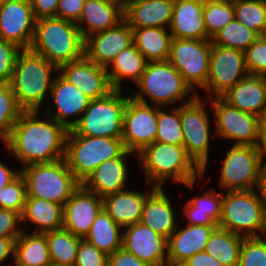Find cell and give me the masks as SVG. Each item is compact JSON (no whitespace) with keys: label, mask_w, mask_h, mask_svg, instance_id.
<instances>
[{"label":"cell","mask_w":266,"mask_h":266,"mask_svg":"<svg viewBox=\"0 0 266 266\" xmlns=\"http://www.w3.org/2000/svg\"><path fill=\"white\" fill-rule=\"evenodd\" d=\"M173 266H185L183 263H180V264H175Z\"/></svg>","instance_id":"6125c7cd"},{"label":"cell","mask_w":266,"mask_h":266,"mask_svg":"<svg viewBox=\"0 0 266 266\" xmlns=\"http://www.w3.org/2000/svg\"><path fill=\"white\" fill-rule=\"evenodd\" d=\"M174 0H128L124 20L131 28H167L171 24Z\"/></svg>","instance_id":"83f0119b"},{"label":"cell","mask_w":266,"mask_h":266,"mask_svg":"<svg viewBox=\"0 0 266 266\" xmlns=\"http://www.w3.org/2000/svg\"><path fill=\"white\" fill-rule=\"evenodd\" d=\"M11 266H53L46 235L22 231L14 243V259Z\"/></svg>","instance_id":"d6a6232c"},{"label":"cell","mask_w":266,"mask_h":266,"mask_svg":"<svg viewBox=\"0 0 266 266\" xmlns=\"http://www.w3.org/2000/svg\"><path fill=\"white\" fill-rule=\"evenodd\" d=\"M205 192V193H204ZM201 195L192 196L182 204V216L187 225H218L221 217L223 192L207 188Z\"/></svg>","instance_id":"4dcf8cb0"},{"label":"cell","mask_w":266,"mask_h":266,"mask_svg":"<svg viewBox=\"0 0 266 266\" xmlns=\"http://www.w3.org/2000/svg\"><path fill=\"white\" fill-rule=\"evenodd\" d=\"M264 120H266V111L264 113V116L262 117Z\"/></svg>","instance_id":"be15d7a7"},{"label":"cell","mask_w":266,"mask_h":266,"mask_svg":"<svg viewBox=\"0 0 266 266\" xmlns=\"http://www.w3.org/2000/svg\"><path fill=\"white\" fill-rule=\"evenodd\" d=\"M67 132L62 124L44 112L41 115L39 110L22 111L3 149L22 164L18 165L21 168L55 162L64 158Z\"/></svg>","instance_id":"6da1fadb"},{"label":"cell","mask_w":266,"mask_h":266,"mask_svg":"<svg viewBox=\"0 0 266 266\" xmlns=\"http://www.w3.org/2000/svg\"><path fill=\"white\" fill-rule=\"evenodd\" d=\"M36 19L30 0H4L0 4V38L29 49Z\"/></svg>","instance_id":"2e32d148"},{"label":"cell","mask_w":266,"mask_h":266,"mask_svg":"<svg viewBox=\"0 0 266 266\" xmlns=\"http://www.w3.org/2000/svg\"><path fill=\"white\" fill-rule=\"evenodd\" d=\"M36 20L56 17L59 0H30Z\"/></svg>","instance_id":"816d5d0a"},{"label":"cell","mask_w":266,"mask_h":266,"mask_svg":"<svg viewBox=\"0 0 266 266\" xmlns=\"http://www.w3.org/2000/svg\"><path fill=\"white\" fill-rule=\"evenodd\" d=\"M50 99L54 103L46 108L44 114L49 115L67 130H71L88 107L91 99L74 84L66 81L59 73L55 75L50 90Z\"/></svg>","instance_id":"e0dca14e"},{"label":"cell","mask_w":266,"mask_h":266,"mask_svg":"<svg viewBox=\"0 0 266 266\" xmlns=\"http://www.w3.org/2000/svg\"><path fill=\"white\" fill-rule=\"evenodd\" d=\"M202 96L196 95L190 101L181 104L180 118L184 134L183 146L188 156L202 170V176H205L207 167L210 165L211 138L216 137V135L214 128L213 130L210 128L214 126L211 125V119L214 120L213 112L207 111L208 100L205 97L203 99ZM208 112L212 117L209 116Z\"/></svg>","instance_id":"9c48e42d"},{"label":"cell","mask_w":266,"mask_h":266,"mask_svg":"<svg viewBox=\"0 0 266 266\" xmlns=\"http://www.w3.org/2000/svg\"><path fill=\"white\" fill-rule=\"evenodd\" d=\"M140 170L145 182L155 187H166L173 181L191 190L197 181H204L202 170L188 156L183 145L153 142L137 154ZM140 163V164H139Z\"/></svg>","instance_id":"7a4b0ae2"},{"label":"cell","mask_w":266,"mask_h":266,"mask_svg":"<svg viewBox=\"0 0 266 266\" xmlns=\"http://www.w3.org/2000/svg\"><path fill=\"white\" fill-rule=\"evenodd\" d=\"M224 155L219 175L220 190H255L262 159L257 146L232 145Z\"/></svg>","instance_id":"4fadbf2b"},{"label":"cell","mask_w":266,"mask_h":266,"mask_svg":"<svg viewBox=\"0 0 266 266\" xmlns=\"http://www.w3.org/2000/svg\"><path fill=\"white\" fill-rule=\"evenodd\" d=\"M125 150L121 138L81 136L68 130L64 160L82 184L100 164L119 157Z\"/></svg>","instance_id":"52a82bcc"},{"label":"cell","mask_w":266,"mask_h":266,"mask_svg":"<svg viewBox=\"0 0 266 266\" xmlns=\"http://www.w3.org/2000/svg\"><path fill=\"white\" fill-rule=\"evenodd\" d=\"M133 43L148 62L168 60L171 33L167 28H132Z\"/></svg>","instance_id":"836d02e7"},{"label":"cell","mask_w":266,"mask_h":266,"mask_svg":"<svg viewBox=\"0 0 266 266\" xmlns=\"http://www.w3.org/2000/svg\"><path fill=\"white\" fill-rule=\"evenodd\" d=\"M244 238L217 226L204 251L215 257L223 266H238L239 252Z\"/></svg>","instance_id":"d590c367"},{"label":"cell","mask_w":266,"mask_h":266,"mask_svg":"<svg viewBox=\"0 0 266 266\" xmlns=\"http://www.w3.org/2000/svg\"><path fill=\"white\" fill-rule=\"evenodd\" d=\"M266 157H262L259 167L258 182L256 192L266 202Z\"/></svg>","instance_id":"9f6ffc18"},{"label":"cell","mask_w":266,"mask_h":266,"mask_svg":"<svg viewBox=\"0 0 266 266\" xmlns=\"http://www.w3.org/2000/svg\"><path fill=\"white\" fill-rule=\"evenodd\" d=\"M26 182L27 197L44 199L64 206L81 183L63 159L20 168Z\"/></svg>","instance_id":"ba28073f"},{"label":"cell","mask_w":266,"mask_h":266,"mask_svg":"<svg viewBox=\"0 0 266 266\" xmlns=\"http://www.w3.org/2000/svg\"><path fill=\"white\" fill-rule=\"evenodd\" d=\"M135 85L134 100L158 107L179 106L197 95L168 60L148 62Z\"/></svg>","instance_id":"277c9868"},{"label":"cell","mask_w":266,"mask_h":266,"mask_svg":"<svg viewBox=\"0 0 266 266\" xmlns=\"http://www.w3.org/2000/svg\"><path fill=\"white\" fill-rule=\"evenodd\" d=\"M247 75L244 51L212 45L204 96L221 97Z\"/></svg>","instance_id":"5bb4252c"},{"label":"cell","mask_w":266,"mask_h":266,"mask_svg":"<svg viewBox=\"0 0 266 266\" xmlns=\"http://www.w3.org/2000/svg\"><path fill=\"white\" fill-rule=\"evenodd\" d=\"M124 20V10L114 4L100 0H86L82 15L76 23L83 39L111 29Z\"/></svg>","instance_id":"f1b7e54d"},{"label":"cell","mask_w":266,"mask_h":266,"mask_svg":"<svg viewBox=\"0 0 266 266\" xmlns=\"http://www.w3.org/2000/svg\"><path fill=\"white\" fill-rule=\"evenodd\" d=\"M221 98L232 107L262 118L266 111L265 76L248 74Z\"/></svg>","instance_id":"4316f807"},{"label":"cell","mask_w":266,"mask_h":266,"mask_svg":"<svg viewBox=\"0 0 266 266\" xmlns=\"http://www.w3.org/2000/svg\"><path fill=\"white\" fill-rule=\"evenodd\" d=\"M102 209L103 198L80 185L63 206V229L84 239Z\"/></svg>","instance_id":"ffe728a7"},{"label":"cell","mask_w":266,"mask_h":266,"mask_svg":"<svg viewBox=\"0 0 266 266\" xmlns=\"http://www.w3.org/2000/svg\"><path fill=\"white\" fill-rule=\"evenodd\" d=\"M234 17L258 35L266 25V0H233Z\"/></svg>","instance_id":"b9f144b4"},{"label":"cell","mask_w":266,"mask_h":266,"mask_svg":"<svg viewBox=\"0 0 266 266\" xmlns=\"http://www.w3.org/2000/svg\"><path fill=\"white\" fill-rule=\"evenodd\" d=\"M114 89L107 96L91 100L70 130L75 135L122 138L123 113L130 95Z\"/></svg>","instance_id":"30bf717a"},{"label":"cell","mask_w":266,"mask_h":266,"mask_svg":"<svg viewBox=\"0 0 266 266\" xmlns=\"http://www.w3.org/2000/svg\"><path fill=\"white\" fill-rule=\"evenodd\" d=\"M257 148L260 151L262 157H266V120L260 119L259 123V139Z\"/></svg>","instance_id":"6f0895ef"},{"label":"cell","mask_w":266,"mask_h":266,"mask_svg":"<svg viewBox=\"0 0 266 266\" xmlns=\"http://www.w3.org/2000/svg\"><path fill=\"white\" fill-rule=\"evenodd\" d=\"M108 266H150L123 248L108 257Z\"/></svg>","instance_id":"f907efd6"},{"label":"cell","mask_w":266,"mask_h":266,"mask_svg":"<svg viewBox=\"0 0 266 266\" xmlns=\"http://www.w3.org/2000/svg\"><path fill=\"white\" fill-rule=\"evenodd\" d=\"M21 174L20 169H12L9 166L5 165L3 161L0 160V189L13 180H15Z\"/></svg>","instance_id":"11a10c76"},{"label":"cell","mask_w":266,"mask_h":266,"mask_svg":"<svg viewBox=\"0 0 266 266\" xmlns=\"http://www.w3.org/2000/svg\"><path fill=\"white\" fill-rule=\"evenodd\" d=\"M108 257L106 253L81 239L74 266H108Z\"/></svg>","instance_id":"7dc6e473"},{"label":"cell","mask_w":266,"mask_h":266,"mask_svg":"<svg viewBox=\"0 0 266 266\" xmlns=\"http://www.w3.org/2000/svg\"><path fill=\"white\" fill-rule=\"evenodd\" d=\"M122 248L150 266H168L167 239L142 223L123 228Z\"/></svg>","instance_id":"ac0fdd59"},{"label":"cell","mask_w":266,"mask_h":266,"mask_svg":"<svg viewBox=\"0 0 266 266\" xmlns=\"http://www.w3.org/2000/svg\"><path fill=\"white\" fill-rule=\"evenodd\" d=\"M183 264L185 266H223L215 257L206 251L196 253Z\"/></svg>","instance_id":"f5cc1de1"},{"label":"cell","mask_w":266,"mask_h":266,"mask_svg":"<svg viewBox=\"0 0 266 266\" xmlns=\"http://www.w3.org/2000/svg\"><path fill=\"white\" fill-rule=\"evenodd\" d=\"M85 40L76 23L58 17L36 20L30 50L59 67L84 56Z\"/></svg>","instance_id":"5b68a950"},{"label":"cell","mask_w":266,"mask_h":266,"mask_svg":"<svg viewBox=\"0 0 266 266\" xmlns=\"http://www.w3.org/2000/svg\"><path fill=\"white\" fill-rule=\"evenodd\" d=\"M204 0H174L169 31L172 38L211 40L204 26Z\"/></svg>","instance_id":"484cf974"},{"label":"cell","mask_w":266,"mask_h":266,"mask_svg":"<svg viewBox=\"0 0 266 266\" xmlns=\"http://www.w3.org/2000/svg\"><path fill=\"white\" fill-rule=\"evenodd\" d=\"M203 15L204 26L211 39L235 18L233 0H204Z\"/></svg>","instance_id":"ab89813d"},{"label":"cell","mask_w":266,"mask_h":266,"mask_svg":"<svg viewBox=\"0 0 266 266\" xmlns=\"http://www.w3.org/2000/svg\"><path fill=\"white\" fill-rule=\"evenodd\" d=\"M211 49V40L172 38L170 43L168 61L198 96L197 89L202 90L207 82Z\"/></svg>","instance_id":"7c38bea8"},{"label":"cell","mask_w":266,"mask_h":266,"mask_svg":"<svg viewBox=\"0 0 266 266\" xmlns=\"http://www.w3.org/2000/svg\"><path fill=\"white\" fill-rule=\"evenodd\" d=\"M26 197V182L20 174L10 184L0 189V209L12 210L22 215Z\"/></svg>","instance_id":"7bdbcfd3"},{"label":"cell","mask_w":266,"mask_h":266,"mask_svg":"<svg viewBox=\"0 0 266 266\" xmlns=\"http://www.w3.org/2000/svg\"><path fill=\"white\" fill-rule=\"evenodd\" d=\"M165 189V190H164ZM164 187H156L146 198L140 223L166 239L176 230L180 220ZM176 215V216H175Z\"/></svg>","instance_id":"d4e9b609"},{"label":"cell","mask_w":266,"mask_h":266,"mask_svg":"<svg viewBox=\"0 0 266 266\" xmlns=\"http://www.w3.org/2000/svg\"><path fill=\"white\" fill-rule=\"evenodd\" d=\"M133 43V29L123 20L117 26L85 39L84 55L97 65L108 67L115 57Z\"/></svg>","instance_id":"44dd1931"},{"label":"cell","mask_w":266,"mask_h":266,"mask_svg":"<svg viewBox=\"0 0 266 266\" xmlns=\"http://www.w3.org/2000/svg\"><path fill=\"white\" fill-rule=\"evenodd\" d=\"M122 238L123 228L102 209L84 239L109 256L122 248Z\"/></svg>","instance_id":"e575fe53"},{"label":"cell","mask_w":266,"mask_h":266,"mask_svg":"<svg viewBox=\"0 0 266 266\" xmlns=\"http://www.w3.org/2000/svg\"><path fill=\"white\" fill-rule=\"evenodd\" d=\"M248 74L266 76V42L260 37L244 51Z\"/></svg>","instance_id":"f6af8a7d"},{"label":"cell","mask_w":266,"mask_h":266,"mask_svg":"<svg viewBox=\"0 0 266 266\" xmlns=\"http://www.w3.org/2000/svg\"><path fill=\"white\" fill-rule=\"evenodd\" d=\"M100 1H104V2H108L114 5H117L119 7H121L123 10H125L126 4L128 0H100Z\"/></svg>","instance_id":"680465c9"},{"label":"cell","mask_w":266,"mask_h":266,"mask_svg":"<svg viewBox=\"0 0 266 266\" xmlns=\"http://www.w3.org/2000/svg\"><path fill=\"white\" fill-rule=\"evenodd\" d=\"M137 155L125 150L119 157L104 161L81 184L86 190L96 193L100 197L125 190L130 175L128 158Z\"/></svg>","instance_id":"7402d4cb"},{"label":"cell","mask_w":266,"mask_h":266,"mask_svg":"<svg viewBox=\"0 0 266 266\" xmlns=\"http://www.w3.org/2000/svg\"><path fill=\"white\" fill-rule=\"evenodd\" d=\"M86 0H59L56 17L77 23Z\"/></svg>","instance_id":"681fc988"},{"label":"cell","mask_w":266,"mask_h":266,"mask_svg":"<svg viewBox=\"0 0 266 266\" xmlns=\"http://www.w3.org/2000/svg\"><path fill=\"white\" fill-rule=\"evenodd\" d=\"M57 73L58 67L43 56L30 49L21 50L9 83L18 106L23 111H42Z\"/></svg>","instance_id":"3957f363"},{"label":"cell","mask_w":266,"mask_h":266,"mask_svg":"<svg viewBox=\"0 0 266 266\" xmlns=\"http://www.w3.org/2000/svg\"><path fill=\"white\" fill-rule=\"evenodd\" d=\"M58 73L91 100L105 97L114 90L108 78L107 68L91 62L85 55L60 65Z\"/></svg>","instance_id":"d6986e66"},{"label":"cell","mask_w":266,"mask_h":266,"mask_svg":"<svg viewBox=\"0 0 266 266\" xmlns=\"http://www.w3.org/2000/svg\"><path fill=\"white\" fill-rule=\"evenodd\" d=\"M27 222L35 225L32 233H45L63 228V206L34 197H26L21 223L24 231L29 232Z\"/></svg>","instance_id":"f546056e"},{"label":"cell","mask_w":266,"mask_h":266,"mask_svg":"<svg viewBox=\"0 0 266 266\" xmlns=\"http://www.w3.org/2000/svg\"><path fill=\"white\" fill-rule=\"evenodd\" d=\"M22 231L21 215L12 210L0 209V237H18Z\"/></svg>","instance_id":"c3c4849f"},{"label":"cell","mask_w":266,"mask_h":266,"mask_svg":"<svg viewBox=\"0 0 266 266\" xmlns=\"http://www.w3.org/2000/svg\"><path fill=\"white\" fill-rule=\"evenodd\" d=\"M258 37L255 31L234 18L211 38V42L212 45L245 51Z\"/></svg>","instance_id":"74e56055"},{"label":"cell","mask_w":266,"mask_h":266,"mask_svg":"<svg viewBox=\"0 0 266 266\" xmlns=\"http://www.w3.org/2000/svg\"><path fill=\"white\" fill-rule=\"evenodd\" d=\"M259 37L266 42V25L264 28L261 30Z\"/></svg>","instance_id":"91938a15"},{"label":"cell","mask_w":266,"mask_h":266,"mask_svg":"<svg viewBox=\"0 0 266 266\" xmlns=\"http://www.w3.org/2000/svg\"><path fill=\"white\" fill-rule=\"evenodd\" d=\"M265 202L256 190L224 191L218 227L245 238L263 237Z\"/></svg>","instance_id":"8992f818"},{"label":"cell","mask_w":266,"mask_h":266,"mask_svg":"<svg viewBox=\"0 0 266 266\" xmlns=\"http://www.w3.org/2000/svg\"><path fill=\"white\" fill-rule=\"evenodd\" d=\"M145 192L130 187L103 197V209L122 228L140 223L144 202L156 188L145 182ZM133 188V189H132Z\"/></svg>","instance_id":"cb8c5ba5"},{"label":"cell","mask_w":266,"mask_h":266,"mask_svg":"<svg viewBox=\"0 0 266 266\" xmlns=\"http://www.w3.org/2000/svg\"><path fill=\"white\" fill-rule=\"evenodd\" d=\"M180 219L176 230L167 239L168 266L184 263L198 252H203L212 232L218 225H183Z\"/></svg>","instance_id":"603a6c76"},{"label":"cell","mask_w":266,"mask_h":266,"mask_svg":"<svg viewBox=\"0 0 266 266\" xmlns=\"http://www.w3.org/2000/svg\"><path fill=\"white\" fill-rule=\"evenodd\" d=\"M214 116L217 138L234 141L233 145L257 146L260 117L230 106L221 97L208 99Z\"/></svg>","instance_id":"8fae6325"},{"label":"cell","mask_w":266,"mask_h":266,"mask_svg":"<svg viewBox=\"0 0 266 266\" xmlns=\"http://www.w3.org/2000/svg\"><path fill=\"white\" fill-rule=\"evenodd\" d=\"M17 237H0V266L9 258L14 259V243Z\"/></svg>","instance_id":"db71d44e"},{"label":"cell","mask_w":266,"mask_h":266,"mask_svg":"<svg viewBox=\"0 0 266 266\" xmlns=\"http://www.w3.org/2000/svg\"><path fill=\"white\" fill-rule=\"evenodd\" d=\"M238 266H266V238H244L239 252Z\"/></svg>","instance_id":"ee69618b"},{"label":"cell","mask_w":266,"mask_h":266,"mask_svg":"<svg viewBox=\"0 0 266 266\" xmlns=\"http://www.w3.org/2000/svg\"><path fill=\"white\" fill-rule=\"evenodd\" d=\"M53 266H74L82 238L74 236L65 229L44 233Z\"/></svg>","instance_id":"8d00e7d4"},{"label":"cell","mask_w":266,"mask_h":266,"mask_svg":"<svg viewBox=\"0 0 266 266\" xmlns=\"http://www.w3.org/2000/svg\"><path fill=\"white\" fill-rule=\"evenodd\" d=\"M157 106L128 98L123 113L122 140L125 149L134 154L151 145L157 136Z\"/></svg>","instance_id":"9a60e30c"},{"label":"cell","mask_w":266,"mask_h":266,"mask_svg":"<svg viewBox=\"0 0 266 266\" xmlns=\"http://www.w3.org/2000/svg\"><path fill=\"white\" fill-rule=\"evenodd\" d=\"M21 50L17 45L0 38V84L10 83Z\"/></svg>","instance_id":"bcb514c9"},{"label":"cell","mask_w":266,"mask_h":266,"mask_svg":"<svg viewBox=\"0 0 266 266\" xmlns=\"http://www.w3.org/2000/svg\"><path fill=\"white\" fill-rule=\"evenodd\" d=\"M169 107L157 106L156 142L171 145H183L184 134L181 128L180 105Z\"/></svg>","instance_id":"f35d334b"},{"label":"cell","mask_w":266,"mask_h":266,"mask_svg":"<svg viewBox=\"0 0 266 266\" xmlns=\"http://www.w3.org/2000/svg\"><path fill=\"white\" fill-rule=\"evenodd\" d=\"M23 110L18 106L10 84H0V141L5 144Z\"/></svg>","instance_id":"60d3db41"},{"label":"cell","mask_w":266,"mask_h":266,"mask_svg":"<svg viewBox=\"0 0 266 266\" xmlns=\"http://www.w3.org/2000/svg\"><path fill=\"white\" fill-rule=\"evenodd\" d=\"M148 61L132 43L122 50L107 67L108 78L113 89L123 90L122 83L127 79L135 85Z\"/></svg>","instance_id":"1f68e13d"},{"label":"cell","mask_w":266,"mask_h":266,"mask_svg":"<svg viewBox=\"0 0 266 266\" xmlns=\"http://www.w3.org/2000/svg\"><path fill=\"white\" fill-rule=\"evenodd\" d=\"M263 237L266 238V202H265V226H264V231H263Z\"/></svg>","instance_id":"94428289"}]
</instances>
